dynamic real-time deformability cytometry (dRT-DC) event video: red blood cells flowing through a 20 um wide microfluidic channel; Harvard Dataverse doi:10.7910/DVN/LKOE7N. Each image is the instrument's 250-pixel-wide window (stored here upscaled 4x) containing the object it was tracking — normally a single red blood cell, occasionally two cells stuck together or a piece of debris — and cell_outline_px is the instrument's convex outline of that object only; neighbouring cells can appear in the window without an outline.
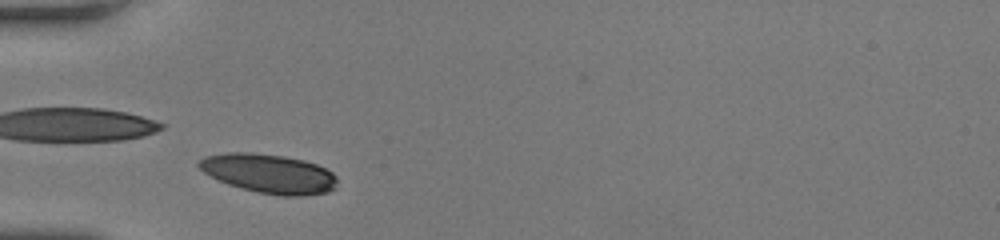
{"species": "human", "species_latin": "Homo sapiens", "temperature_condition": "room temperature", "stored_images_in_passage": 38, "camera_frame_rate_fps": 3000, "um_per_image_px": 0.085, "donor": {"sex": "female"}, "frame": {"image": 1, "passage_image": 4, "time_ms": 1.0, "image_size_px": [1000, 240], "cell_outline_px": [[336, 180], [332, 188], [328, 192], [304, 196], [284, 196], [256, 192], [240, 188], [228, 184], [204, 172], [196, 164], [204, 156], [228, 152], [248, 152], [284, 156], [304, 160], [316, 164], [332, 172], [336, 176]], "centroid_in_image_um": [22.84, 14.75], "position_along_channel_um": 62.2, "area_um2": 31.39}}
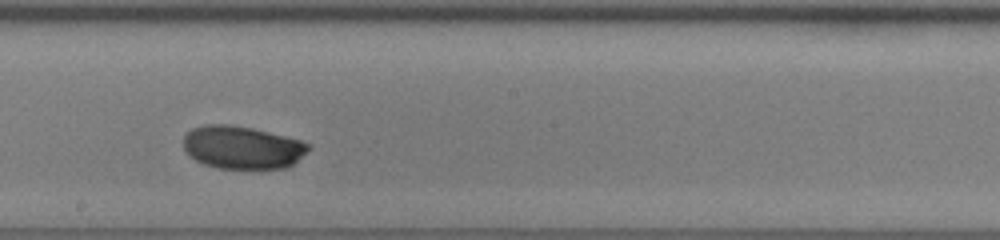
{"frame": {"image": 2, "passage_image": 18, "time_ms": 5.667, "image_size_px": [1000, 240], "cell_outline_px": [[312, 148], [308, 152], [288, 168], [216, 168], [204, 164], [196, 160], [184, 148], [184, 136], [192, 128], [204, 124], [228, 124], [252, 128], [300, 140], [312, 144]], "centroid_in_image_um": [20.63, 12.52], "position_along_channel_um": 227.6, "area_um2": 31.27}}
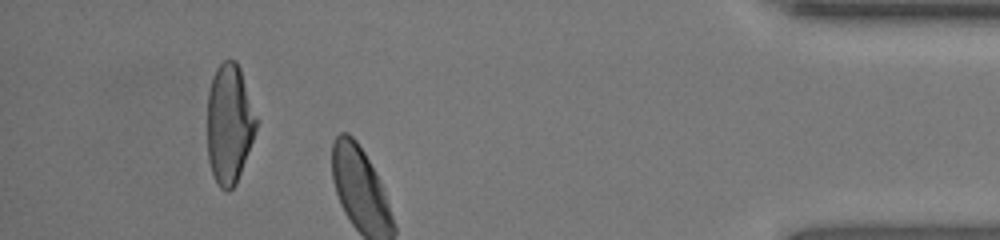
{"frame": {"image": 3, "passage_image": 35, "time_ms": 11.333, "image_size_px": [1000, 240], "cell_outline_px": [[256, 128], [252, 140], [236, 184], [228, 192], [224, 192], [220, 188], [212, 172], [208, 160], [208, 92], [212, 76], [216, 68], [224, 60], [236, 60], [240, 68], [256, 116]], "centroid_in_image_um": [19.47, 10.52], "position_along_channel_um": 415.7, "area_um2": 33.81}, "authors_computed_cell_mechanics": {"area_um2": 31.6166, "velocity_mm_per_s": 3.7796, "shape_relaxation_time_tau1_ms": 3.1792, "shape_relaxation_time_tau2_ms": null, "deformation_change_tau1": 0.1251, "deformation_change_tau2": null}}